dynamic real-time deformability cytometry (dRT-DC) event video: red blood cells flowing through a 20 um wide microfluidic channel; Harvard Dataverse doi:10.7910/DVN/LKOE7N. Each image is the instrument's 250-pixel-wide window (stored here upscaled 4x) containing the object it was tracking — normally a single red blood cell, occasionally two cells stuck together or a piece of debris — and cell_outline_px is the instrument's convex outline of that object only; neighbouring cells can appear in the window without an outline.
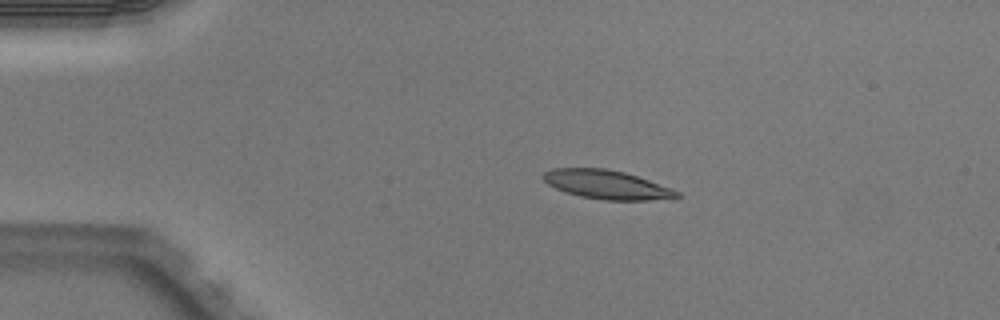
{"species": "Egyptian fruit bat (a non-hibernating species)", "species_latin": "Rousettus aegyptiacus", "temperature_condition": "warm", "stored_images_in_passage": 5, "camera_frame_rate_fps": 3000, "um_per_image_px": 0.085, "animal": {"sex": "male"}, "frame": {"image": 1, "passage_image": 3, "time_ms": 0.667, "image_size_px": [1000, 320], "cell_outline_px": [[680, 196], [676, 200], [604, 200], [580, 196], [556, 188], [548, 184], [544, 180], [544, 172], [552, 168], [604, 168], [624, 172], [672, 188], [680, 192]], "centroid_in_image_um": [51.66, 15.7], "position_along_channel_um": 33.3, "area_um2": 22.48}}
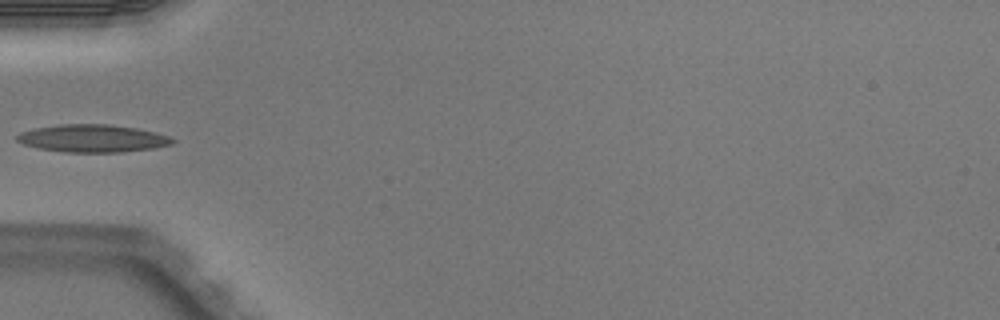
{"frame": {"image": 2, "passage_image": 5, "time_ms": 1.333, "image_size_px": [1000, 320], "cell_outline_px": [[176, 140], [172, 144], [156, 148], [120, 152], [64, 152], [40, 148], [24, 144], [16, 140], [16, 136], [20, 132], [36, 128], [60, 124], [108, 124], [136, 128], [156, 132], [168, 136]], "centroid_in_image_um": [7.9, 11.76], "position_along_channel_um": 77.1, "area_um2": 24.97}}